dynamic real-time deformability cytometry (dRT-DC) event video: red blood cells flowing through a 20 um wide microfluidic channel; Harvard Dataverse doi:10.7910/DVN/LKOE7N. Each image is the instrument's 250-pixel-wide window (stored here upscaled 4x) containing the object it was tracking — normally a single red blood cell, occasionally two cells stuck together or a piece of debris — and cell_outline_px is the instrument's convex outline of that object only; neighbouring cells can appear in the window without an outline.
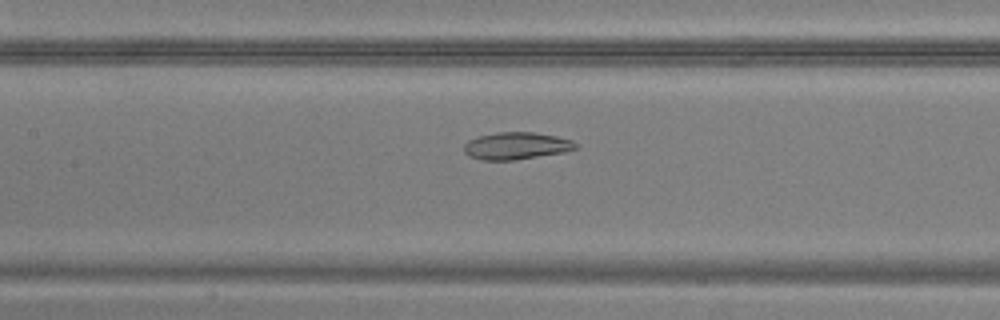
{"species": "common noctule bat (a hibernating species)", "species_latin": "Nyctalus noctula", "temperature_condition": "warm", "stored_images_in_passage": 50, "camera_frame_rate_fps": 3000, "um_per_image_px": 0.085, "animal": {"sex": "male", "body_mass_g": 20.5, "forearm_length_mm": 52.5}, "frame": {"image": 1, "passage_image": 23, "time_ms": 7.333, "image_size_px": [1000, 320], "cell_outline_px": [[580, 148], [564, 152], [512, 160], [480, 160], [468, 156], [464, 152], [464, 144], [468, 140], [476, 136], [496, 132], [532, 132], [556, 136], [572, 140], [580, 144]], "centroid_in_image_um": [43.89, 12.39], "position_along_channel_um": 163.5, "area_um2": 17.92}}
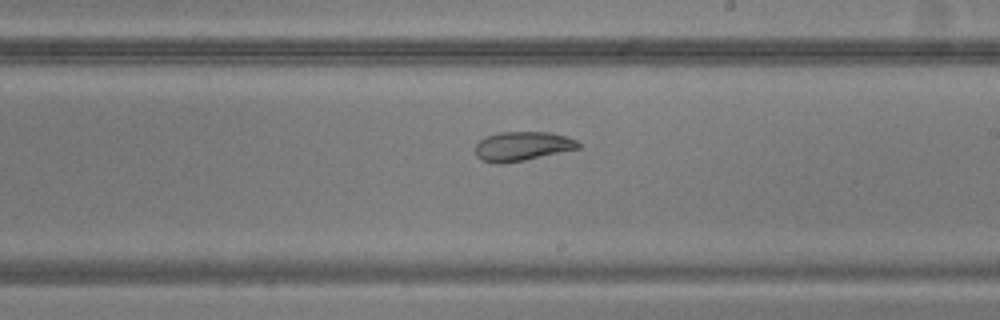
{"frame": {"image": 2, "passage_image": 29, "time_ms": 9.333, "image_size_px": [1000, 320], "cell_outline_px": [[580, 148], [524, 160], [500, 164], [496, 164], [480, 160], [476, 156], [476, 144], [484, 136], [500, 132], [548, 132], [564, 136], [576, 140], [580, 144]], "centroid_in_image_um": [44.35, 12.43], "position_along_channel_um": 244.7, "area_um2": 17.51}}
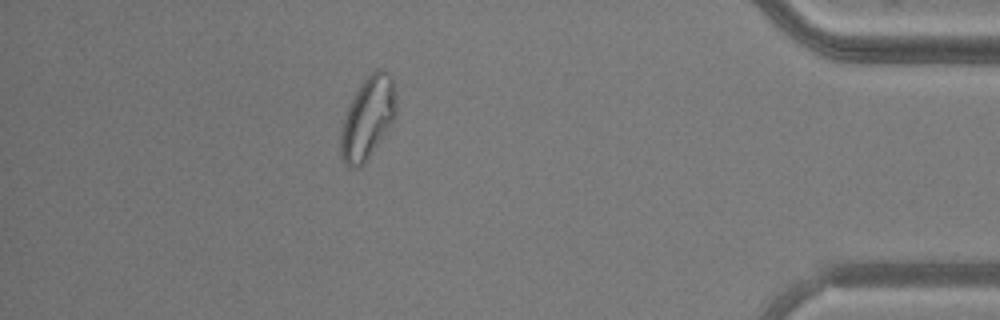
{"frame": {"image": 3, "passage_image": 44, "time_ms": 14.333, "image_size_px": [1000, 320], "cell_outline_px": [[396, 116], [364, 164], [356, 168], [348, 168], [344, 164], [340, 152], [340, 136], [344, 120], [348, 108], [360, 84], [376, 68], [380, 68], [388, 72], [392, 76], [396, 92]], "centroid_in_image_um": [31.27, 10.02], "position_along_channel_um": 403.9, "area_um2": 26.36}}